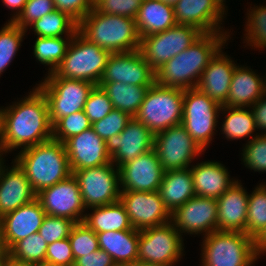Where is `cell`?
Instances as JSON below:
<instances>
[{
  "instance_id": "obj_1",
  "label": "cell",
  "mask_w": 266,
  "mask_h": 266,
  "mask_svg": "<svg viewBox=\"0 0 266 266\" xmlns=\"http://www.w3.org/2000/svg\"><path fill=\"white\" fill-rule=\"evenodd\" d=\"M50 139L52 125L47 100L36 86L24 99L1 109L0 145L6 154Z\"/></svg>"
},
{
  "instance_id": "obj_2",
  "label": "cell",
  "mask_w": 266,
  "mask_h": 266,
  "mask_svg": "<svg viewBox=\"0 0 266 266\" xmlns=\"http://www.w3.org/2000/svg\"><path fill=\"white\" fill-rule=\"evenodd\" d=\"M228 34L229 31L203 33L189 48L155 72L156 83L184 90L197 87L204 69L229 40Z\"/></svg>"
},
{
  "instance_id": "obj_3",
  "label": "cell",
  "mask_w": 266,
  "mask_h": 266,
  "mask_svg": "<svg viewBox=\"0 0 266 266\" xmlns=\"http://www.w3.org/2000/svg\"><path fill=\"white\" fill-rule=\"evenodd\" d=\"M14 161L36 194L72 175L64 143L53 138L20 150Z\"/></svg>"
},
{
  "instance_id": "obj_4",
  "label": "cell",
  "mask_w": 266,
  "mask_h": 266,
  "mask_svg": "<svg viewBox=\"0 0 266 266\" xmlns=\"http://www.w3.org/2000/svg\"><path fill=\"white\" fill-rule=\"evenodd\" d=\"M77 31L110 53L131 52L140 47L135 19L102 13L96 7L78 23Z\"/></svg>"
},
{
  "instance_id": "obj_5",
  "label": "cell",
  "mask_w": 266,
  "mask_h": 266,
  "mask_svg": "<svg viewBox=\"0 0 266 266\" xmlns=\"http://www.w3.org/2000/svg\"><path fill=\"white\" fill-rule=\"evenodd\" d=\"M201 266H254V239L239 231H214L203 237Z\"/></svg>"
},
{
  "instance_id": "obj_6",
  "label": "cell",
  "mask_w": 266,
  "mask_h": 266,
  "mask_svg": "<svg viewBox=\"0 0 266 266\" xmlns=\"http://www.w3.org/2000/svg\"><path fill=\"white\" fill-rule=\"evenodd\" d=\"M110 54L95 43L89 42L77 31L61 63L54 72L47 75L89 81L98 85Z\"/></svg>"
},
{
  "instance_id": "obj_7",
  "label": "cell",
  "mask_w": 266,
  "mask_h": 266,
  "mask_svg": "<svg viewBox=\"0 0 266 266\" xmlns=\"http://www.w3.org/2000/svg\"><path fill=\"white\" fill-rule=\"evenodd\" d=\"M184 89L165 87L156 82L149 87L134 118L155 135L180 125L183 118Z\"/></svg>"
},
{
  "instance_id": "obj_8",
  "label": "cell",
  "mask_w": 266,
  "mask_h": 266,
  "mask_svg": "<svg viewBox=\"0 0 266 266\" xmlns=\"http://www.w3.org/2000/svg\"><path fill=\"white\" fill-rule=\"evenodd\" d=\"M221 108L197 87L184 90L181 125L203 151L215 135Z\"/></svg>"
},
{
  "instance_id": "obj_9",
  "label": "cell",
  "mask_w": 266,
  "mask_h": 266,
  "mask_svg": "<svg viewBox=\"0 0 266 266\" xmlns=\"http://www.w3.org/2000/svg\"><path fill=\"white\" fill-rule=\"evenodd\" d=\"M94 86L89 81L59 76H47L37 84L46 97L51 125L60 118L82 111Z\"/></svg>"
},
{
  "instance_id": "obj_10",
  "label": "cell",
  "mask_w": 266,
  "mask_h": 266,
  "mask_svg": "<svg viewBox=\"0 0 266 266\" xmlns=\"http://www.w3.org/2000/svg\"><path fill=\"white\" fill-rule=\"evenodd\" d=\"M202 34L196 27L175 24L163 32L141 37L139 51L156 72L174 56L189 48Z\"/></svg>"
},
{
  "instance_id": "obj_11",
  "label": "cell",
  "mask_w": 266,
  "mask_h": 266,
  "mask_svg": "<svg viewBox=\"0 0 266 266\" xmlns=\"http://www.w3.org/2000/svg\"><path fill=\"white\" fill-rule=\"evenodd\" d=\"M183 241L171 221L139 230L138 262L174 266L184 255Z\"/></svg>"
},
{
  "instance_id": "obj_12",
  "label": "cell",
  "mask_w": 266,
  "mask_h": 266,
  "mask_svg": "<svg viewBox=\"0 0 266 266\" xmlns=\"http://www.w3.org/2000/svg\"><path fill=\"white\" fill-rule=\"evenodd\" d=\"M108 164L76 170V178L86 210L120 201L119 168Z\"/></svg>"
},
{
  "instance_id": "obj_13",
  "label": "cell",
  "mask_w": 266,
  "mask_h": 266,
  "mask_svg": "<svg viewBox=\"0 0 266 266\" xmlns=\"http://www.w3.org/2000/svg\"><path fill=\"white\" fill-rule=\"evenodd\" d=\"M153 149L164 171L190 168L194 158L205 152L181 124L155 134Z\"/></svg>"
},
{
  "instance_id": "obj_14",
  "label": "cell",
  "mask_w": 266,
  "mask_h": 266,
  "mask_svg": "<svg viewBox=\"0 0 266 266\" xmlns=\"http://www.w3.org/2000/svg\"><path fill=\"white\" fill-rule=\"evenodd\" d=\"M46 215L68 218L76 223L83 222L85 210L79 185L70 175L65 180L40 191L37 194Z\"/></svg>"
},
{
  "instance_id": "obj_15",
  "label": "cell",
  "mask_w": 266,
  "mask_h": 266,
  "mask_svg": "<svg viewBox=\"0 0 266 266\" xmlns=\"http://www.w3.org/2000/svg\"><path fill=\"white\" fill-rule=\"evenodd\" d=\"M218 205L214 198L194 196L171 213L174 227L185 234L203 237L217 231Z\"/></svg>"
},
{
  "instance_id": "obj_16",
  "label": "cell",
  "mask_w": 266,
  "mask_h": 266,
  "mask_svg": "<svg viewBox=\"0 0 266 266\" xmlns=\"http://www.w3.org/2000/svg\"><path fill=\"white\" fill-rule=\"evenodd\" d=\"M120 202L134 229L142 230L171 221V212L165 206L159 191H121Z\"/></svg>"
},
{
  "instance_id": "obj_17",
  "label": "cell",
  "mask_w": 266,
  "mask_h": 266,
  "mask_svg": "<svg viewBox=\"0 0 266 266\" xmlns=\"http://www.w3.org/2000/svg\"><path fill=\"white\" fill-rule=\"evenodd\" d=\"M108 82L152 86L156 82V73L139 50L111 53L99 83Z\"/></svg>"
},
{
  "instance_id": "obj_18",
  "label": "cell",
  "mask_w": 266,
  "mask_h": 266,
  "mask_svg": "<svg viewBox=\"0 0 266 266\" xmlns=\"http://www.w3.org/2000/svg\"><path fill=\"white\" fill-rule=\"evenodd\" d=\"M105 143L111 162L119 168L152 150L154 134L142 122L132 117L120 134L113 135Z\"/></svg>"
},
{
  "instance_id": "obj_19",
  "label": "cell",
  "mask_w": 266,
  "mask_h": 266,
  "mask_svg": "<svg viewBox=\"0 0 266 266\" xmlns=\"http://www.w3.org/2000/svg\"><path fill=\"white\" fill-rule=\"evenodd\" d=\"M164 172L155 150L152 149L119 167L120 189L158 191Z\"/></svg>"
},
{
  "instance_id": "obj_20",
  "label": "cell",
  "mask_w": 266,
  "mask_h": 266,
  "mask_svg": "<svg viewBox=\"0 0 266 266\" xmlns=\"http://www.w3.org/2000/svg\"><path fill=\"white\" fill-rule=\"evenodd\" d=\"M72 172L98 167L111 162L105 141L91 127L64 142Z\"/></svg>"
},
{
  "instance_id": "obj_21",
  "label": "cell",
  "mask_w": 266,
  "mask_h": 266,
  "mask_svg": "<svg viewBox=\"0 0 266 266\" xmlns=\"http://www.w3.org/2000/svg\"><path fill=\"white\" fill-rule=\"evenodd\" d=\"M174 13L176 24L196 27L202 33L224 32L220 24L226 11L216 0H179Z\"/></svg>"
},
{
  "instance_id": "obj_22",
  "label": "cell",
  "mask_w": 266,
  "mask_h": 266,
  "mask_svg": "<svg viewBox=\"0 0 266 266\" xmlns=\"http://www.w3.org/2000/svg\"><path fill=\"white\" fill-rule=\"evenodd\" d=\"M45 216L46 213L36 198L0 218L3 239L8 251L18 241L38 233Z\"/></svg>"
},
{
  "instance_id": "obj_23",
  "label": "cell",
  "mask_w": 266,
  "mask_h": 266,
  "mask_svg": "<svg viewBox=\"0 0 266 266\" xmlns=\"http://www.w3.org/2000/svg\"><path fill=\"white\" fill-rule=\"evenodd\" d=\"M12 163L11 168H0V218L37 198L25 172Z\"/></svg>"
},
{
  "instance_id": "obj_24",
  "label": "cell",
  "mask_w": 266,
  "mask_h": 266,
  "mask_svg": "<svg viewBox=\"0 0 266 266\" xmlns=\"http://www.w3.org/2000/svg\"><path fill=\"white\" fill-rule=\"evenodd\" d=\"M249 194L238 180L218 199L217 230L245 233Z\"/></svg>"
},
{
  "instance_id": "obj_25",
  "label": "cell",
  "mask_w": 266,
  "mask_h": 266,
  "mask_svg": "<svg viewBox=\"0 0 266 266\" xmlns=\"http://www.w3.org/2000/svg\"><path fill=\"white\" fill-rule=\"evenodd\" d=\"M222 48L202 72L197 88L220 105L226 103L236 64Z\"/></svg>"
},
{
  "instance_id": "obj_26",
  "label": "cell",
  "mask_w": 266,
  "mask_h": 266,
  "mask_svg": "<svg viewBox=\"0 0 266 266\" xmlns=\"http://www.w3.org/2000/svg\"><path fill=\"white\" fill-rule=\"evenodd\" d=\"M237 66L232 75L229 94L223 106L250 108L266 93V79L251 68Z\"/></svg>"
},
{
  "instance_id": "obj_27",
  "label": "cell",
  "mask_w": 266,
  "mask_h": 266,
  "mask_svg": "<svg viewBox=\"0 0 266 266\" xmlns=\"http://www.w3.org/2000/svg\"><path fill=\"white\" fill-rule=\"evenodd\" d=\"M196 196L218 199L237 179H230L225 166L217 161L191 166Z\"/></svg>"
},
{
  "instance_id": "obj_28",
  "label": "cell",
  "mask_w": 266,
  "mask_h": 266,
  "mask_svg": "<svg viewBox=\"0 0 266 266\" xmlns=\"http://www.w3.org/2000/svg\"><path fill=\"white\" fill-rule=\"evenodd\" d=\"M99 249L106 251L116 264L138 262L139 230L107 231L96 233Z\"/></svg>"
},
{
  "instance_id": "obj_29",
  "label": "cell",
  "mask_w": 266,
  "mask_h": 266,
  "mask_svg": "<svg viewBox=\"0 0 266 266\" xmlns=\"http://www.w3.org/2000/svg\"><path fill=\"white\" fill-rule=\"evenodd\" d=\"M135 23L140 37L163 32L176 24L174 6L161 0H144Z\"/></svg>"
},
{
  "instance_id": "obj_30",
  "label": "cell",
  "mask_w": 266,
  "mask_h": 266,
  "mask_svg": "<svg viewBox=\"0 0 266 266\" xmlns=\"http://www.w3.org/2000/svg\"><path fill=\"white\" fill-rule=\"evenodd\" d=\"M158 191L165 206L172 213L196 196L191 169L165 171Z\"/></svg>"
},
{
  "instance_id": "obj_31",
  "label": "cell",
  "mask_w": 266,
  "mask_h": 266,
  "mask_svg": "<svg viewBox=\"0 0 266 266\" xmlns=\"http://www.w3.org/2000/svg\"><path fill=\"white\" fill-rule=\"evenodd\" d=\"M89 209L93 212L85 213L83 222L95 233L133 229L126 209L120 201Z\"/></svg>"
},
{
  "instance_id": "obj_32",
  "label": "cell",
  "mask_w": 266,
  "mask_h": 266,
  "mask_svg": "<svg viewBox=\"0 0 266 266\" xmlns=\"http://www.w3.org/2000/svg\"><path fill=\"white\" fill-rule=\"evenodd\" d=\"M111 100L113 108L134 117L151 86H138L120 82L99 83Z\"/></svg>"
},
{
  "instance_id": "obj_33",
  "label": "cell",
  "mask_w": 266,
  "mask_h": 266,
  "mask_svg": "<svg viewBox=\"0 0 266 266\" xmlns=\"http://www.w3.org/2000/svg\"><path fill=\"white\" fill-rule=\"evenodd\" d=\"M221 111L226 117L222 124V134L231 140H239L242 138H250L252 140L256 129L255 120L250 108L227 107L222 106Z\"/></svg>"
},
{
  "instance_id": "obj_34",
  "label": "cell",
  "mask_w": 266,
  "mask_h": 266,
  "mask_svg": "<svg viewBox=\"0 0 266 266\" xmlns=\"http://www.w3.org/2000/svg\"><path fill=\"white\" fill-rule=\"evenodd\" d=\"M31 26L37 37L47 38L73 37L78 29V23L67 13L61 12L58 9L35 20L29 25L30 29Z\"/></svg>"
},
{
  "instance_id": "obj_35",
  "label": "cell",
  "mask_w": 266,
  "mask_h": 266,
  "mask_svg": "<svg viewBox=\"0 0 266 266\" xmlns=\"http://www.w3.org/2000/svg\"><path fill=\"white\" fill-rule=\"evenodd\" d=\"M73 37H37L33 46L34 57L41 64L49 66L48 74L61 63Z\"/></svg>"
},
{
  "instance_id": "obj_36",
  "label": "cell",
  "mask_w": 266,
  "mask_h": 266,
  "mask_svg": "<svg viewBox=\"0 0 266 266\" xmlns=\"http://www.w3.org/2000/svg\"><path fill=\"white\" fill-rule=\"evenodd\" d=\"M266 227V184L249 194L245 233L255 239Z\"/></svg>"
},
{
  "instance_id": "obj_37",
  "label": "cell",
  "mask_w": 266,
  "mask_h": 266,
  "mask_svg": "<svg viewBox=\"0 0 266 266\" xmlns=\"http://www.w3.org/2000/svg\"><path fill=\"white\" fill-rule=\"evenodd\" d=\"M27 30L15 25L13 22H7L0 30V76L10 65L15 57L19 47L22 46L24 36Z\"/></svg>"
},
{
  "instance_id": "obj_38",
  "label": "cell",
  "mask_w": 266,
  "mask_h": 266,
  "mask_svg": "<svg viewBox=\"0 0 266 266\" xmlns=\"http://www.w3.org/2000/svg\"><path fill=\"white\" fill-rule=\"evenodd\" d=\"M47 246L44 238L34 233L18 241L8 251V255L17 261L35 264L45 261Z\"/></svg>"
},
{
  "instance_id": "obj_39",
  "label": "cell",
  "mask_w": 266,
  "mask_h": 266,
  "mask_svg": "<svg viewBox=\"0 0 266 266\" xmlns=\"http://www.w3.org/2000/svg\"><path fill=\"white\" fill-rule=\"evenodd\" d=\"M252 8V9H251ZM247 24H245V39L248 46L255 49L266 48V5L250 7L247 10Z\"/></svg>"
},
{
  "instance_id": "obj_40",
  "label": "cell",
  "mask_w": 266,
  "mask_h": 266,
  "mask_svg": "<svg viewBox=\"0 0 266 266\" xmlns=\"http://www.w3.org/2000/svg\"><path fill=\"white\" fill-rule=\"evenodd\" d=\"M92 127V123L84 111H78L63 118L58 119L52 125V138L64 143L74 135Z\"/></svg>"
},
{
  "instance_id": "obj_41",
  "label": "cell",
  "mask_w": 266,
  "mask_h": 266,
  "mask_svg": "<svg viewBox=\"0 0 266 266\" xmlns=\"http://www.w3.org/2000/svg\"><path fill=\"white\" fill-rule=\"evenodd\" d=\"M68 238L74 261L99 249L97 234L84 222L76 223Z\"/></svg>"
},
{
  "instance_id": "obj_42",
  "label": "cell",
  "mask_w": 266,
  "mask_h": 266,
  "mask_svg": "<svg viewBox=\"0 0 266 266\" xmlns=\"http://www.w3.org/2000/svg\"><path fill=\"white\" fill-rule=\"evenodd\" d=\"M242 161L248 169L266 172V135L258 134L243 146Z\"/></svg>"
},
{
  "instance_id": "obj_43",
  "label": "cell",
  "mask_w": 266,
  "mask_h": 266,
  "mask_svg": "<svg viewBox=\"0 0 266 266\" xmlns=\"http://www.w3.org/2000/svg\"><path fill=\"white\" fill-rule=\"evenodd\" d=\"M131 119L132 116L128 113L113 109L103 119L92 123V128L99 137L106 141L113 135L120 134Z\"/></svg>"
},
{
  "instance_id": "obj_44",
  "label": "cell",
  "mask_w": 266,
  "mask_h": 266,
  "mask_svg": "<svg viewBox=\"0 0 266 266\" xmlns=\"http://www.w3.org/2000/svg\"><path fill=\"white\" fill-rule=\"evenodd\" d=\"M75 224L68 218L46 215L38 233L50 244L68 238Z\"/></svg>"
},
{
  "instance_id": "obj_45",
  "label": "cell",
  "mask_w": 266,
  "mask_h": 266,
  "mask_svg": "<svg viewBox=\"0 0 266 266\" xmlns=\"http://www.w3.org/2000/svg\"><path fill=\"white\" fill-rule=\"evenodd\" d=\"M113 105L106 92L98 85L90 91L84 105V113L91 123L106 117L112 110Z\"/></svg>"
},
{
  "instance_id": "obj_46",
  "label": "cell",
  "mask_w": 266,
  "mask_h": 266,
  "mask_svg": "<svg viewBox=\"0 0 266 266\" xmlns=\"http://www.w3.org/2000/svg\"><path fill=\"white\" fill-rule=\"evenodd\" d=\"M55 9L53 0H27L19 16L12 22L22 29L28 30L31 23Z\"/></svg>"
},
{
  "instance_id": "obj_47",
  "label": "cell",
  "mask_w": 266,
  "mask_h": 266,
  "mask_svg": "<svg viewBox=\"0 0 266 266\" xmlns=\"http://www.w3.org/2000/svg\"><path fill=\"white\" fill-rule=\"evenodd\" d=\"M144 0H101L95 7L102 13L135 19Z\"/></svg>"
},
{
  "instance_id": "obj_48",
  "label": "cell",
  "mask_w": 266,
  "mask_h": 266,
  "mask_svg": "<svg viewBox=\"0 0 266 266\" xmlns=\"http://www.w3.org/2000/svg\"><path fill=\"white\" fill-rule=\"evenodd\" d=\"M45 261L57 266H73L74 257L69 238L48 244Z\"/></svg>"
},
{
  "instance_id": "obj_49",
  "label": "cell",
  "mask_w": 266,
  "mask_h": 266,
  "mask_svg": "<svg viewBox=\"0 0 266 266\" xmlns=\"http://www.w3.org/2000/svg\"><path fill=\"white\" fill-rule=\"evenodd\" d=\"M55 8L79 23L95 6L93 0H53Z\"/></svg>"
},
{
  "instance_id": "obj_50",
  "label": "cell",
  "mask_w": 266,
  "mask_h": 266,
  "mask_svg": "<svg viewBox=\"0 0 266 266\" xmlns=\"http://www.w3.org/2000/svg\"><path fill=\"white\" fill-rule=\"evenodd\" d=\"M112 257L104 250L98 249L90 254L83 255L74 261L73 266H115Z\"/></svg>"
},
{
  "instance_id": "obj_51",
  "label": "cell",
  "mask_w": 266,
  "mask_h": 266,
  "mask_svg": "<svg viewBox=\"0 0 266 266\" xmlns=\"http://www.w3.org/2000/svg\"><path fill=\"white\" fill-rule=\"evenodd\" d=\"M250 109L255 120L256 129L262 130L261 134L265 133L266 135V93Z\"/></svg>"
},
{
  "instance_id": "obj_52",
  "label": "cell",
  "mask_w": 266,
  "mask_h": 266,
  "mask_svg": "<svg viewBox=\"0 0 266 266\" xmlns=\"http://www.w3.org/2000/svg\"><path fill=\"white\" fill-rule=\"evenodd\" d=\"M27 0H2V3L8 7L9 9H12L14 14L12 15V18L8 20V22H12L15 20L21 11L23 10V7L25 6Z\"/></svg>"
},
{
  "instance_id": "obj_53",
  "label": "cell",
  "mask_w": 266,
  "mask_h": 266,
  "mask_svg": "<svg viewBox=\"0 0 266 266\" xmlns=\"http://www.w3.org/2000/svg\"><path fill=\"white\" fill-rule=\"evenodd\" d=\"M255 251L258 256H261L266 252V227L262 232L254 239Z\"/></svg>"
},
{
  "instance_id": "obj_54",
  "label": "cell",
  "mask_w": 266,
  "mask_h": 266,
  "mask_svg": "<svg viewBox=\"0 0 266 266\" xmlns=\"http://www.w3.org/2000/svg\"><path fill=\"white\" fill-rule=\"evenodd\" d=\"M3 266H34V264L17 261L8 255L7 258L5 259Z\"/></svg>"
},
{
  "instance_id": "obj_55",
  "label": "cell",
  "mask_w": 266,
  "mask_h": 266,
  "mask_svg": "<svg viewBox=\"0 0 266 266\" xmlns=\"http://www.w3.org/2000/svg\"><path fill=\"white\" fill-rule=\"evenodd\" d=\"M0 256H8V249L5 246L3 239V230L0 222Z\"/></svg>"
},
{
  "instance_id": "obj_56",
  "label": "cell",
  "mask_w": 266,
  "mask_h": 266,
  "mask_svg": "<svg viewBox=\"0 0 266 266\" xmlns=\"http://www.w3.org/2000/svg\"><path fill=\"white\" fill-rule=\"evenodd\" d=\"M134 266H168L162 264L148 263V262H136Z\"/></svg>"
},
{
  "instance_id": "obj_57",
  "label": "cell",
  "mask_w": 266,
  "mask_h": 266,
  "mask_svg": "<svg viewBox=\"0 0 266 266\" xmlns=\"http://www.w3.org/2000/svg\"><path fill=\"white\" fill-rule=\"evenodd\" d=\"M6 154L5 151L2 149L1 145H0V168L5 164V160L3 159L2 155Z\"/></svg>"
},
{
  "instance_id": "obj_58",
  "label": "cell",
  "mask_w": 266,
  "mask_h": 266,
  "mask_svg": "<svg viewBox=\"0 0 266 266\" xmlns=\"http://www.w3.org/2000/svg\"><path fill=\"white\" fill-rule=\"evenodd\" d=\"M34 266H57V265L43 261V262L35 263Z\"/></svg>"
},
{
  "instance_id": "obj_59",
  "label": "cell",
  "mask_w": 266,
  "mask_h": 266,
  "mask_svg": "<svg viewBox=\"0 0 266 266\" xmlns=\"http://www.w3.org/2000/svg\"><path fill=\"white\" fill-rule=\"evenodd\" d=\"M168 5L175 6L179 0H161Z\"/></svg>"
},
{
  "instance_id": "obj_60",
  "label": "cell",
  "mask_w": 266,
  "mask_h": 266,
  "mask_svg": "<svg viewBox=\"0 0 266 266\" xmlns=\"http://www.w3.org/2000/svg\"><path fill=\"white\" fill-rule=\"evenodd\" d=\"M216 1L221 6V8L225 11V8H227V6H225V0H216Z\"/></svg>"
},
{
  "instance_id": "obj_61",
  "label": "cell",
  "mask_w": 266,
  "mask_h": 266,
  "mask_svg": "<svg viewBox=\"0 0 266 266\" xmlns=\"http://www.w3.org/2000/svg\"><path fill=\"white\" fill-rule=\"evenodd\" d=\"M6 258L7 256H0V266H3Z\"/></svg>"
},
{
  "instance_id": "obj_62",
  "label": "cell",
  "mask_w": 266,
  "mask_h": 266,
  "mask_svg": "<svg viewBox=\"0 0 266 266\" xmlns=\"http://www.w3.org/2000/svg\"><path fill=\"white\" fill-rule=\"evenodd\" d=\"M115 266H134L132 264H116Z\"/></svg>"
},
{
  "instance_id": "obj_63",
  "label": "cell",
  "mask_w": 266,
  "mask_h": 266,
  "mask_svg": "<svg viewBox=\"0 0 266 266\" xmlns=\"http://www.w3.org/2000/svg\"><path fill=\"white\" fill-rule=\"evenodd\" d=\"M101 0H93L94 6H96Z\"/></svg>"
}]
</instances>
